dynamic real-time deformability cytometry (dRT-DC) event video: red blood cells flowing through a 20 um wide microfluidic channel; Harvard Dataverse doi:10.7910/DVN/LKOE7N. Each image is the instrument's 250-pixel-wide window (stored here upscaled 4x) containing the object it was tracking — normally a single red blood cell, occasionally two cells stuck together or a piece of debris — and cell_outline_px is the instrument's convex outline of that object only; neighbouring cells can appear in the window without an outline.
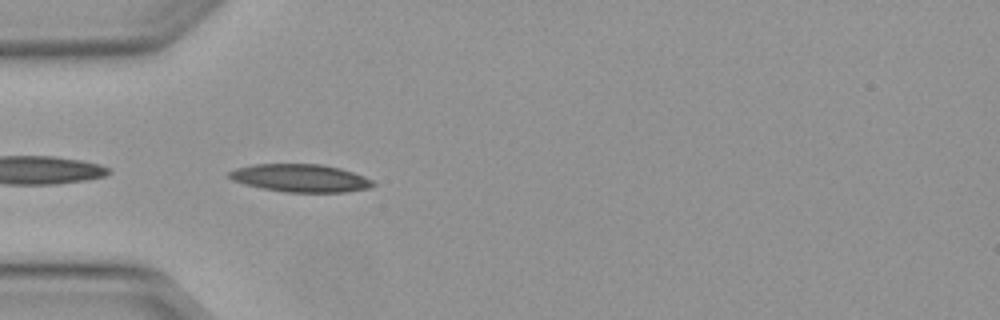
{"species": "Egyptian fruit bat (a non-hibernating species)", "species_latin": "Rousettus aegyptiacus", "temperature_condition": "warm", "stored_images_in_passage": 36, "camera_frame_rate_fps": 3000, "um_per_image_px": 0.085, "animal": {"sex": "female"}, "frame": {"image": 1, "passage_image": 1, "time_ms": 0.0, "image_size_px": [1000, 320], "cell_outline_px": [[376, 184], [368, 188], [344, 192], [284, 192], [244, 184], [232, 180], [228, 176], [228, 172], [236, 168], [252, 164], [320, 164], [340, 168], [364, 176], [372, 180]], "centroid_in_image_um": [25.52, 15.13], "position_along_channel_um": 59.5, "area_um2": 23.24}}
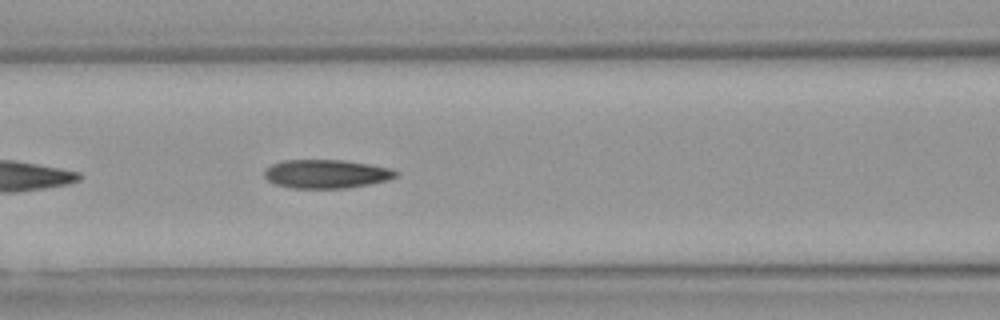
{"frame": {"image": 2, "passage_image": 7, "time_ms": 2.0, "image_size_px": [1000, 320], "cell_outline_px": [[396, 176], [388, 180], [368, 184], [344, 188], [292, 188], [276, 184], [268, 180], [264, 176], [264, 168], [272, 164], [284, 160], [344, 160], [392, 168], [396, 172]], "centroid_in_image_um": [27.7, 14.77], "position_along_channel_um": 138.9, "area_um2": 21.85}}
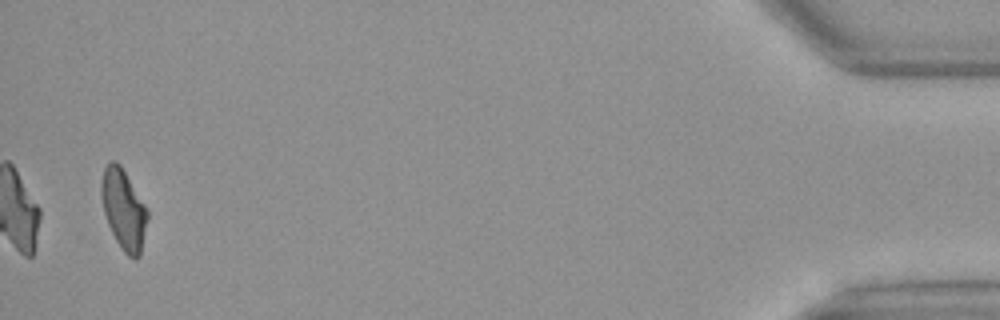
{"frame": {"image": 3, "passage_image": 34, "time_ms": 11.0, "image_size_px": [1000, 320], "cell_outline_px": [[148, 220], [140, 256], [136, 260], [128, 256], [124, 252], [116, 240], [108, 224], [104, 212], [100, 192], [100, 184], [104, 168], [112, 160], [116, 160], [120, 164], [144, 204], [148, 212]], "centroid_in_image_um": [10.5, 17.81], "position_along_channel_um": 424.7, "area_um2": 21.44}}